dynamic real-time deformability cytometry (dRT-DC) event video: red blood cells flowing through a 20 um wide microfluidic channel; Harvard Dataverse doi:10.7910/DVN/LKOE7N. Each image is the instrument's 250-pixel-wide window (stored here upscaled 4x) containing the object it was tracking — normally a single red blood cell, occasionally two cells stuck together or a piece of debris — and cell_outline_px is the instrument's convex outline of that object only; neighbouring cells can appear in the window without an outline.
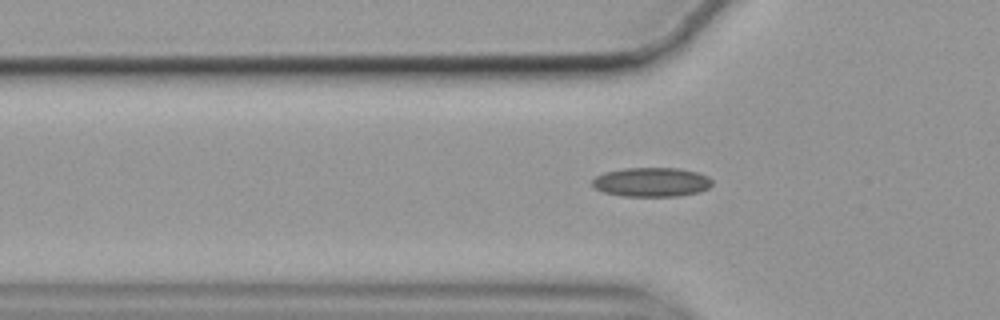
{"species": "common noctule bat (a hibernating species)", "species_latin": "Nyctalus noctula", "temperature_condition": "cold", "stored_images_in_passage": 42, "camera_frame_rate_fps": 3000, "um_per_image_px": 0.085, "animal": {"sex": "female", "body_mass_g": 19.9}, "frame": {"image": 1, "passage_image": 2, "time_ms": 0.333, "image_size_px": [1000, 320], "cell_outline_px": [[712, 184], [708, 188], [700, 192], [680, 196], [620, 196], [604, 192], [596, 188], [592, 184], [592, 180], [596, 176], [604, 172], [624, 168], [680, 168], [696, 172], [708, 176], [712, 180]], "centroid_in_image_um": [55.39, 15.48], "position_along_channel_um": 70.4, "area_um2": 20.52}}
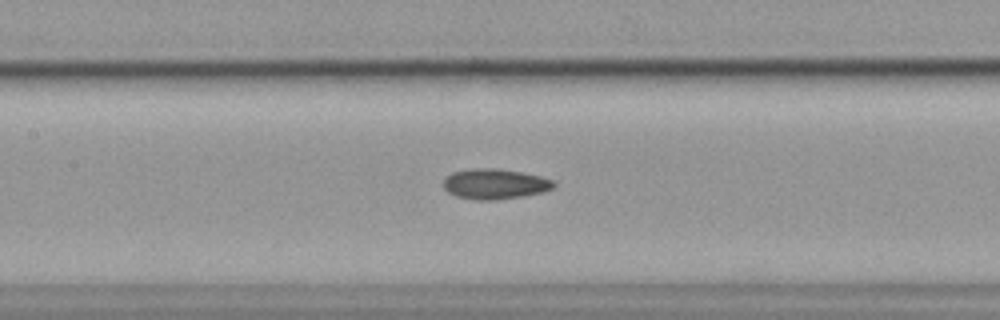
{"frame": {"image": 2, "passage_image": 10, "time_ms": 3.0, "image_size_px": [1000, 320], "cell_outline_px": [[556, 184], [552, 188], [544, 192], [524, 196], [496, 200], [476, 200], [456, 196], [448, 192], [444, 188], [444, 180], [452, 172], [472, 168], [496, 168], [520, 172], [540, 176], [552, 180]], "centroid_in_image_um": [42.06, 15.64], "position_along_channel_um": 165.3, "area_um2": 19.48}}
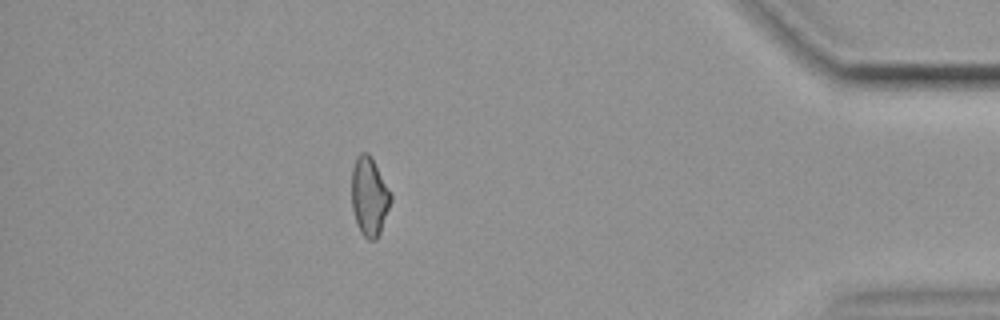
{"frame": {"image": 3, "passage_image": 34, "time_ms": 11.0, "image_size_px": [1000, 320], "cell_outline_px": [[392, 200], [380, 232], [376, 240], [368, 240], [360, 232], [352, 208], [352, 168], [356, 156], [360, 152], [368, 152], [372, 156], [392, 192]], "centroid_in_image_um": [31.41, 16.65], "position_along_channel_um": 403.8, "area_um2": 18.26}, "authors_computed_cell_mechanics": {"area_um2": 18.3804, "velocity_mm_per_s": 3.5426, "shape_relaxation_time_tau1_ms": null, "shape_relaxation_time_tau2_ms": 9.949, "deformation_change_tau1": null, "deformation_change_tau2": 0.1735}}